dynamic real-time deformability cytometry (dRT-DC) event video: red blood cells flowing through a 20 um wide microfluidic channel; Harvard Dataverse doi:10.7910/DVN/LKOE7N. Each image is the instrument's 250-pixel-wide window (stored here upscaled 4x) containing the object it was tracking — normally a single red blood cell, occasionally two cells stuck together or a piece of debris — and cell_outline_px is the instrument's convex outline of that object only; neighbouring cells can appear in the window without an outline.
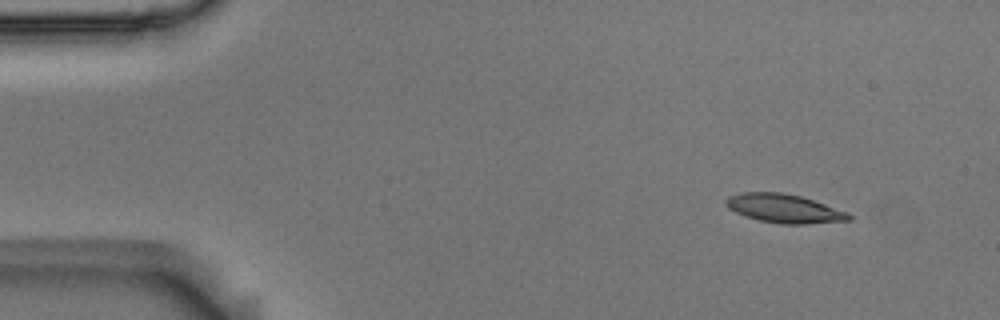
{"species": "Egyptian fruit bat (a non-hibernating species)", "species_latin": "Rousettus aegyptiacus", "temperature_condition": "room temperature", "stored_images_in_passage": 50, "camera_frame_rate_fps": 3000, "um_per_image_px": 0.085, "animal": {"sex": "male"}, "frame": {"image": 1, "passage_image": 1, "time_ms": 0.0, "image_size_px": [1000, 320], "cell_outline_px": [[852, 220], [804, 224], [780, 224], [760, 220], [744, 216], [728, 208], [724, 204], [724, 200], [728, 196], [740, 192], [780, 192], [800, 196], [848, 212], [852, 216]], "centroid_in_image_um": [66.61, 17.72], "position_along_channel_um": 18.4, "area_um2": 20.58}}
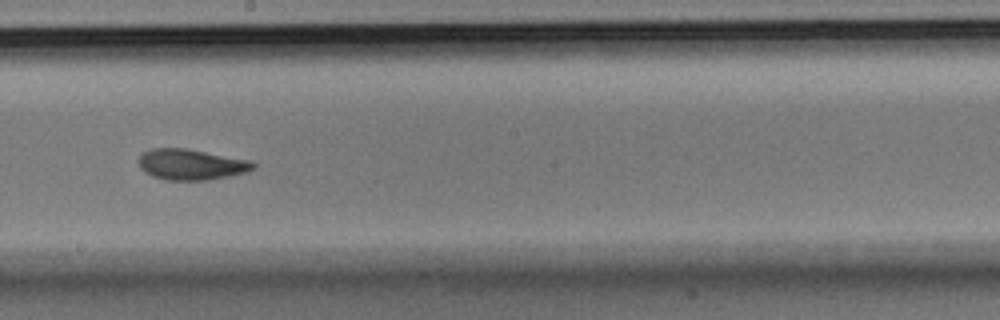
{"frame": {"image": 2, "passage_image": 26, "time_ms": 8.333, "image_size_px": [1000, 320], "cell_outline_px": [[256, 168], [248, 172], [232, 176], [208, 180], [168, 180], [152, 176], [144, 172], [140, 168], [140, 156], [144, 152], [152, 148], [188, 148], [252, 160], [256, 164]], "centroid_in_image_um": [16.32, 13.98], "position_along_channel_um": 231.9, "area_um2": 20.87}}
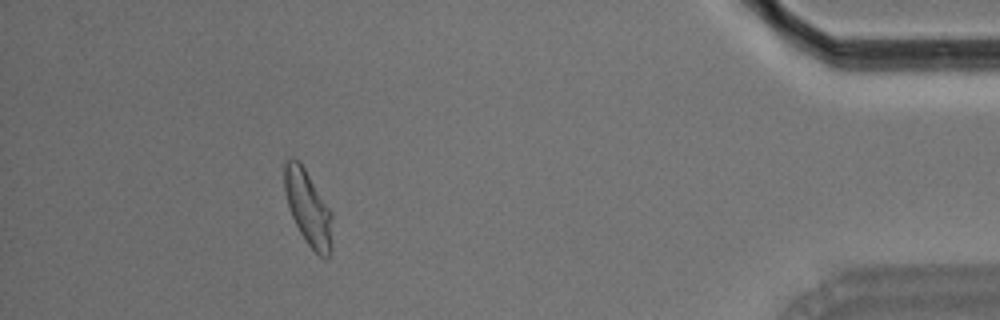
{"frame": {"image": 3, "passage_image": 45, "time_ms": 14.667, "image_size_px": [1000, 320], "cell_outline_px": [[332, 248], [328, 256], [324, 260], [304, 240], [292, 216], [284, 192], [284, 164], [288, 156], [292, 156], [300, 160], [332, 212]], "centroid_in_image_um": [26.19, 17.63], "position_along_channel_um": 409.0, "area_um2": 21.15}, "authors_computed_cell_mechanics": {"area_um2": 20.7213, "velocity_mm_per_s": 3.6524, "shape_relaxation_time_tau1_ms": 3.6166, "shape_relaxation_time_tau2_ms": 2.4927, "deformation_change_tau1": 0.1594, "deformation_change_tau2": 0.0819}}